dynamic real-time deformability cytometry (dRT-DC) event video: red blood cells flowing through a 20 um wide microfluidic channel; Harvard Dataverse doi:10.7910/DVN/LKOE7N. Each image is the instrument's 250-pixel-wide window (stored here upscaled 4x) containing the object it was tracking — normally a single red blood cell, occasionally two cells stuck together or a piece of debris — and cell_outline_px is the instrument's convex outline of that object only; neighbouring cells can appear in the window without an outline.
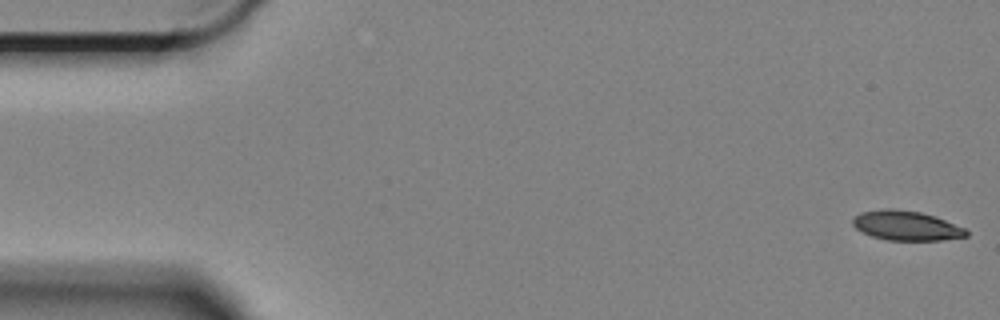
{"species": "Egyptian fruit bat (a non-hibernating species)", "species_latin": "Rousettus aegyptiacus", "temperature_condition": "cold", "stored_images_in_passage": 60, "camera_frame_rate_fps": 3000, "um_per_image_px": 0.085, "animal": {"sex": "female"}, "frame": {"image": 1, "passage_image": 1, "time_ms": 0.0, "image_size_px": [1000, 320], "cell_outline_px": [[968, 236], [944, 240], [888, 240], [872, 236], [856, 228], [852, 224], [852, 220], [860, 212], [884, 208], [892, 208], [920, 212], [936, 216], [964, 228], [968, 232]], "centroid_in_image_um": [77.04, 19.17], "position_along_channel_um": 8.0, "area_um2": 19.54}}
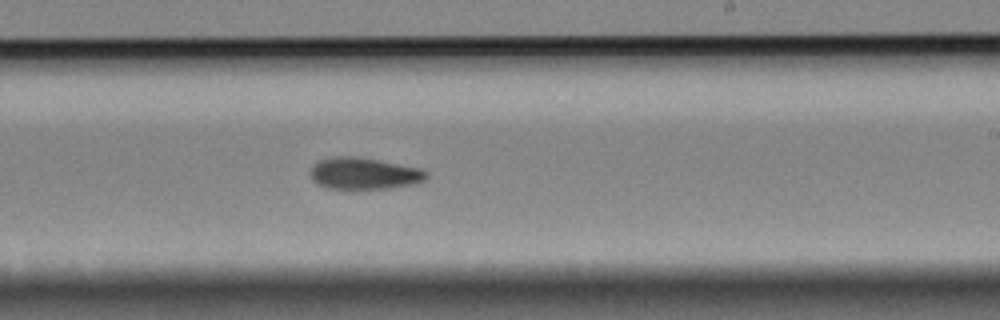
{"frame": {"image": 2, "passage_image": 35, "time_ms": 11.333, "image_size_px": [1000, 320], "cell_outline_px": [[428, 176], [424, 180], [412, 184], [388, 188], [328, 188], [312, 180], [312, 164], [320, 160], [332, 156], [352, 156], [424, 168], [428, 172]], "centroid_in_image_um": [30.97, 14.73], "position_along_channel_um": 258.0, "area_um2": 21.15}}
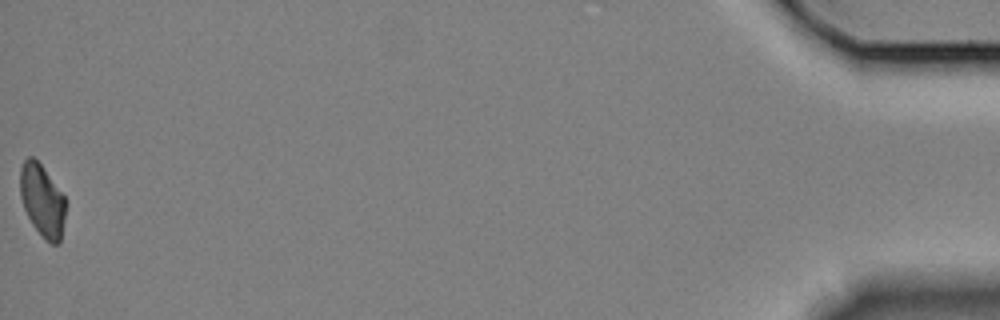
{"frame": {"image": 3, "passage_image": 60, "time_ms": 19.667, "image_size_px": [1000, 320], "cell_outline_px": [[68, 204], [60, 244], [52, 244], [44, 240], [32, 224], [24, 208], [20, 196], [20, 168], [24, 160], [28, 156], [32, 156], [40, 164], [68, 200]], "centroid_in_image_um": [3.63, 17.08], "position_along_channel_um": 431.6, "area_um2": 19.59}, "authors_computed_cell_mechanics": {"area_um2": 21.097, "velocity_mm_per_s": 3.2789, "shape_relaxation_time_tau1_ms": 8.123, "shape_relaxation_time_tau2_ms": 11.1344, "deformation_change_tau1": 0.1563, "deformation_change_tau2": 0.1637}}